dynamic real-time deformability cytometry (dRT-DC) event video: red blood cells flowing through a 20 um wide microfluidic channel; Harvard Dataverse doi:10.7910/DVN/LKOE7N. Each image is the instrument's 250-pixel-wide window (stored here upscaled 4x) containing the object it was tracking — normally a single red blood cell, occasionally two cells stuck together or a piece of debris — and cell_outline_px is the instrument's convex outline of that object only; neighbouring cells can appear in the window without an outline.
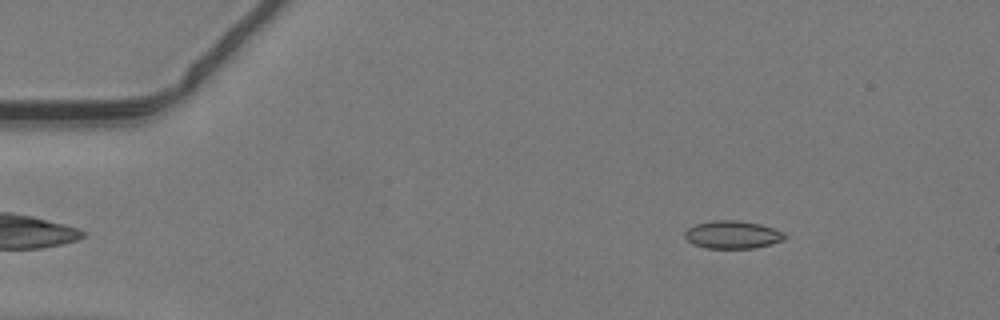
{"species": "common noctule bat (a hibernating species)", "species_latin": "Nyctalus noctula", "temperature_condition": "warm", "stored_images_in_passage": 43, "camera_frame_rate_fps": 3000, "um_per_image_px": 0.085, "animal": {"sex": "male", "body_mass_g": 19.2, "forearm_length_mm": 51.8}, "frame": {"image": 1, "passage_image": 2, "time_ms": 0.333, "image_size_px": [1000, 320], "cell_outline_px": [[784, 240], [772, 244], [752, 248], [708, 248], [692, 244], [684, 236], [684, 232], [688, 228], [696, 224], [712, 220], [736, 220], [760, 224], [784, 232]], "centroid_in_image_um": [62.24, 19.94], "position_along_channel_um": 22.8, "area_um2": 16.13}}
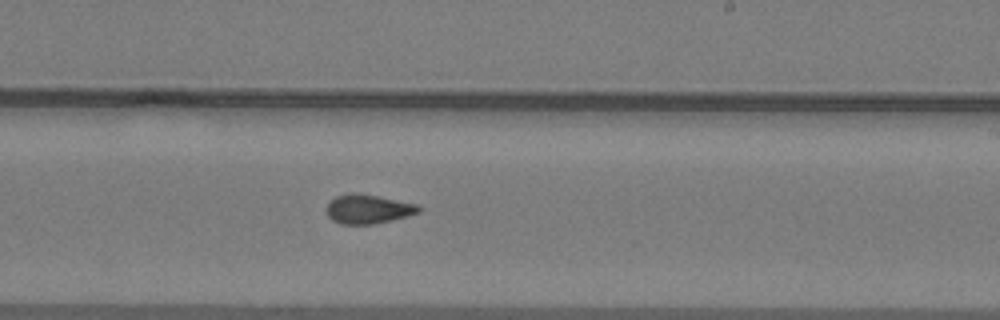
{"frame": {"image": 2, "passage_image": 24, "time_ms": 7.667, "image_size_px": [1000, 320], "cell_outline_px": [[420, 212], [392, 220], [372, 224], [340, 224], [332, 220], [328, 216], [328, 204], [336, 196], [376, 196], [416, 204], [420, 208]], "centroid_in_image_um": [31.31, 17.82], "position_along_channel_um": 257.7, "area_um2": 14.74}}
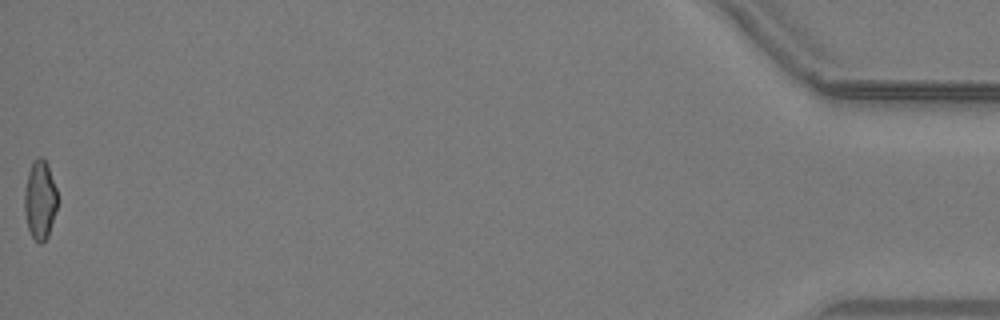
{"frame": {"image": 3, "passage_image": 43, "time_ms": 14.0, "image_size_px": [1000, 320], "cell_outline_px": [[56, 208], [48, 236], [40, 244], [32, 236], [28, 228], [24, 212], [24, 192], [28, 172], [32, 160], [40, 156], [48, 164], [56, 188]], "centroid_in_image_um": [3.37, 16.96], "position_along_channel_um": 431.8, "area_um2": 15.03}}